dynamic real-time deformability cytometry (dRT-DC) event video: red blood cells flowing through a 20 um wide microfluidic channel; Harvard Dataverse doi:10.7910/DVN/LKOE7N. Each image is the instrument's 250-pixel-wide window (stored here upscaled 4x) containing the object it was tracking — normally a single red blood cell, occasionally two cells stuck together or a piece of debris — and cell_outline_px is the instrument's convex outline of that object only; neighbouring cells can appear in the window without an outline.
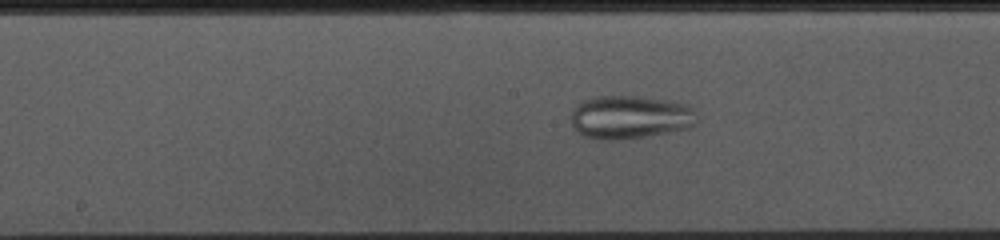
{"species": "common noctule bat (a hibernating species)", "species_latin": "Nyctalus noctula", "temperature_condition": "cold", "stored_images_in_passage": 31, "camera_frame_rate_fps": 3000, "um_per_image_px": 0.085, "animal": {"sex": "female", "body_mass_g": 10.0, "forearm_length_mm": 53.1}, "frame": {"image": 1, "passage_image": 13, "time_ms": 4.0, "image_size_px": [1000, 240], "cell_outline_px": [[696, 124], [692, 128], [644, 136], [616, 140], [604, 140], [584, 136], [576, 132], [572, 124], [572, 108], [576, 104], [592, 96], [644, 96], [672, 100], [688, 104], [696, 112]], "centroid_in_image_um": [53.57, 9.94], "position_along_channel_um": 194.6, "area_um2": 32.31}}
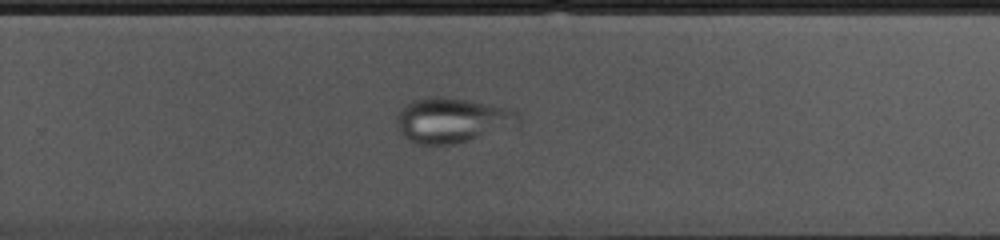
{"frame": {"image": 2, "passage_image": 21, "time_ms": 6.667, "image_size_px": [1000, 240], "cell_outline_px": [[520, 124], [468, 140], [452, 144], [416, 144], [408, 140], [400, 132], [396, 120], [396, 116], [400, 108], [412, 100], [432, 96], [440, 96], [512, 108], [520, 112]], "centroid_in_image_um": [38.42, 10.21], "position_along_channel_um": 291.4, "area_um2": 31.79}}
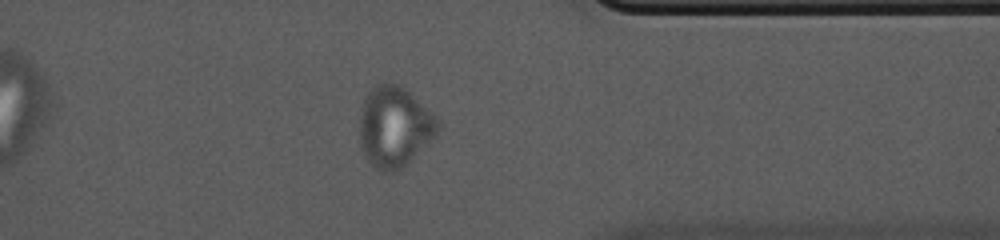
{"frame": {"image": 3, "passage_image": 29, "time_ms": 9.333, "image_size_px": [1000, 240], "cell_outline_px": [[440, 124], [436, 136], [396, 172], [380, 172], [364, 156], [360, 148], [360, 116], [364, 100], [368, 92], [376, 84], [384, 80], [400, 84], [432, 112], [436, 116]], "centroid_in_image_um": [33.51, 10.75], "position_along_channel_um": 377.9, "area_um2": 36.88}}